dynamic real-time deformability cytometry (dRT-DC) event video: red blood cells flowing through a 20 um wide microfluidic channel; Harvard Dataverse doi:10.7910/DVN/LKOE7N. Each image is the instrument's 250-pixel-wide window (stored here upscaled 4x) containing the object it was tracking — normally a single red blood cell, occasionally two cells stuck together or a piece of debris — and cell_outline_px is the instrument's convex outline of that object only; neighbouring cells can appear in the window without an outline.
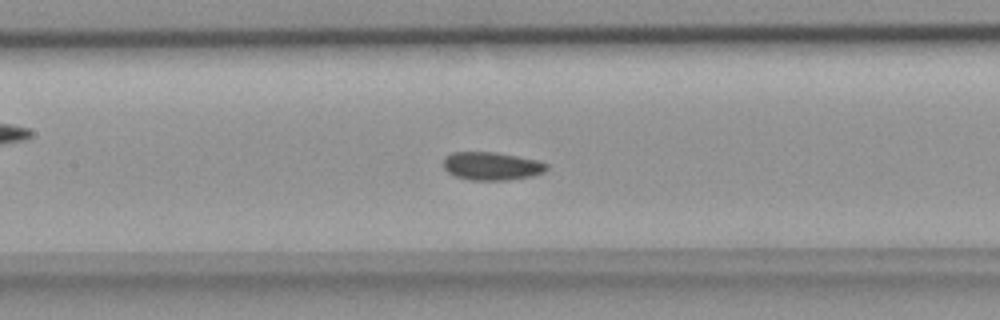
{"species": "common noctule bat (a hibernating species)", "species_latin": "Nyctalus noctula", "temperature_condition": "room temperature", "stored_images_in_passage": 45, "camera_frame_rate_fps": 3000, "um_per_image_px": 0.085, "animal": {"sex": "female", "body_mass_g": 18.4}, "frame": {"image": 1, "passage_image": 18, "time_ms": 5.667, "image_size_px": [1000, 320], "cell_outline_px": [[548, 168], [544, 172], [532, 176], [508, 180], [468, 180], [456, 176], [448, 172], [444, 168], [444, 156], [452, 152], [496, 152], [536, 160], [548, 164]], "centroid_in_image_um": [41.78, 14.12], "position_along_channel_um": 165.6, "area_um2": 16.94}}
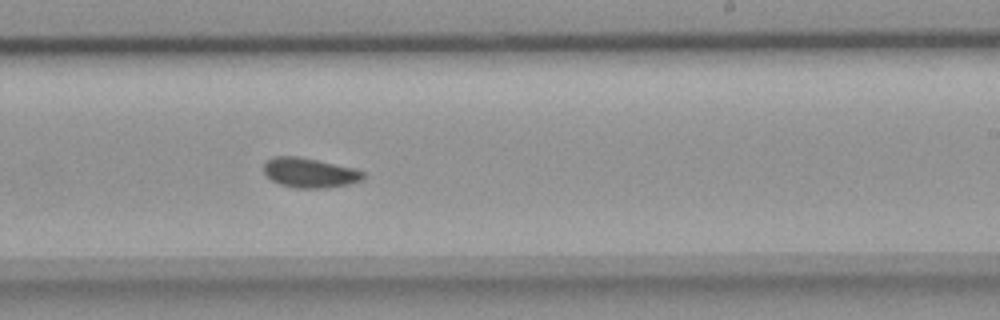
{"frame": {"image": 2, "passage_image": 25, "time_ms": 8.0, "image_size_px": [1000, 320], "cell_outline_px": [[364, 176], [360, 180], [348, 184], [328, 188], [292, 188], [280, 184], [272, 180], [264, 172], [264, 164], [272, 156], [300, 156], [352, 168], [364, 172]], "centroid_in_image_um": [26.28, 14.69], "position_along_channel_um": 262.7, "area_um2": 17.11}}
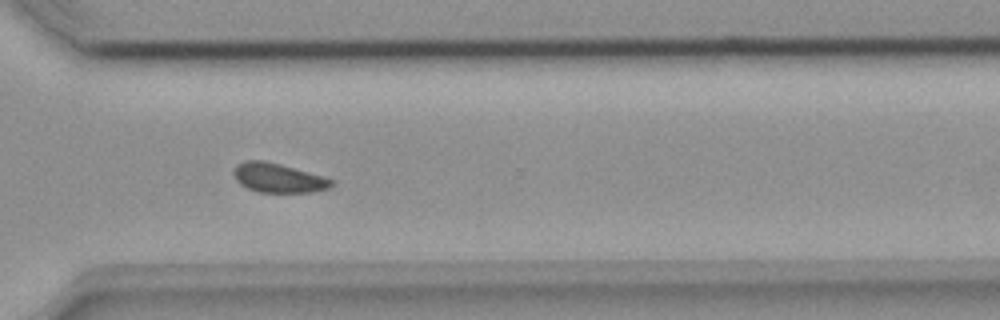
{"frame": {"image": 3, "passage_image": 31, "time_ms": 10.0, "image_size_px": [1000, 320], "cell_outline_px": [[336, 184], [328, 188], [312, 192], [256, 192], [240, 184], [236, 180], [232, 172], [236, 164], [244, 160], [264, 160], [280, 164], [324, 176], [336, 180]], "centroid_in_image_um": [23.66, 15.12], "position_along_channel_um": 346.9, "area_um2": 16.94}}